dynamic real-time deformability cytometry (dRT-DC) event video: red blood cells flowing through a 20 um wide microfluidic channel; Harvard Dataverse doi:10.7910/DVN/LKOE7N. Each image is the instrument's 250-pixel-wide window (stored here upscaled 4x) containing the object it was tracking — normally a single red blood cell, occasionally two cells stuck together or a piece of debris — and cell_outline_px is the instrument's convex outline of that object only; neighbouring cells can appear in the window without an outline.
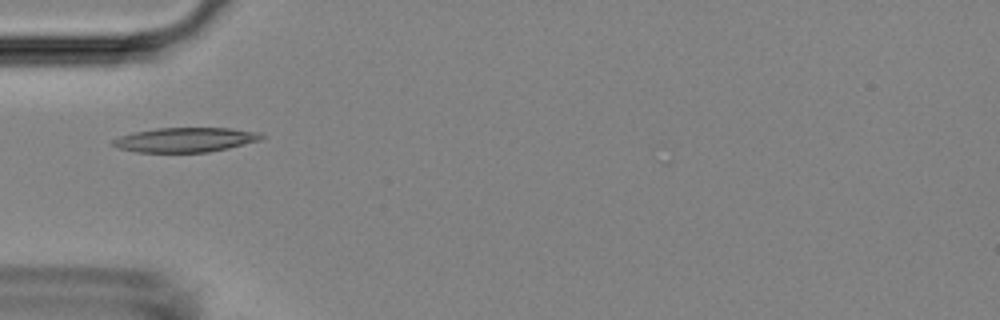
{"species": "Egyptian fruit bat (a non-hibernating species)", "species_latin": "Rousettus aegyptiacus", "temperature_condition": "room temperature", "stored_images_in_passage": 31, "camera_frame_rate_fps": 3000, "um_per_image_px": 0.085, "animal": {"sex": "female"}, "frame": {"image": 1, "passage_image": 1, "time_ms": 0.0, "image_size_px": [1000, 320], "cell_outline_px": [[264, 136], [260, 140], [228, 148], [208, 152], [136, 152], [120, 148], [112, 144], [112, 140], [120, 136], [132, 132], [156, 128], [232, 128], [260, 132]], "centroid_in_image_um": [15.76, 11.87], "position_along_channel_um": 69.2, "area_um2": 21.21}}
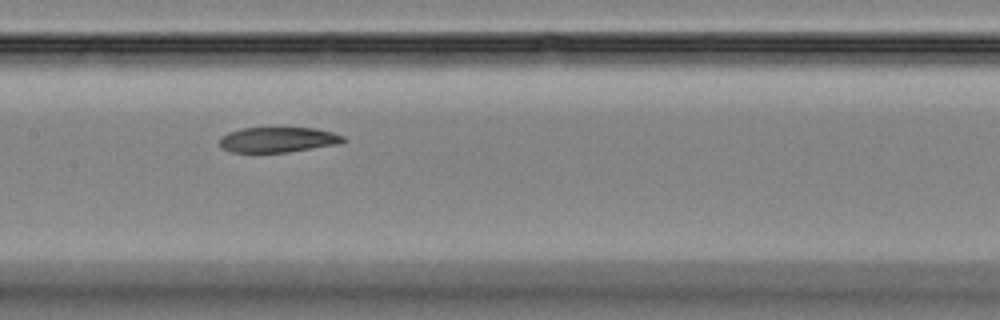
{"frame": {"image": 2, "passage_image": 10, "time_ms": 3.0, "image_size_px": [1000, 320], "cell_outline_px": [[348, 140], [340, 144], [288, 152], [232, 152], [220, 148], [220, 136], [228, 132], [244, 128], [312, 128], [332, 132], [344, 136]], "centroid_in_image_um": [23.64, 11.88], "position_along_channel_um": 183.8, "area_um2": 18.26}}
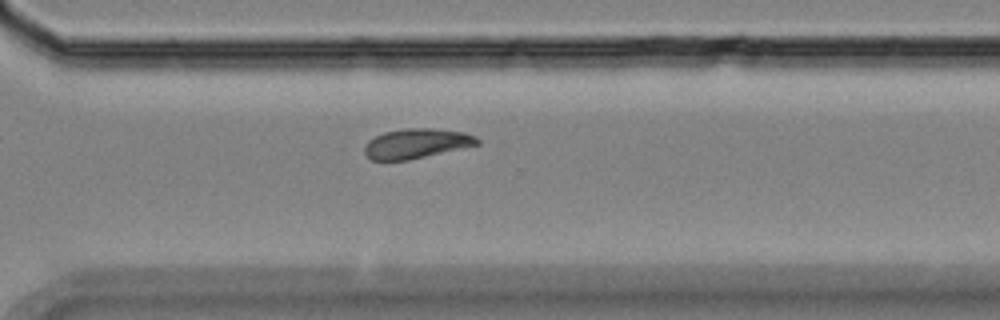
{"frame": {"image": 3, "passage_image": 22, "time_ms": 7.0, "image_size_px": [1000, 320], "cell_outline_px": [[480, 144], [408, 160], [372, 160], [364, 152], [364, 148], [368, 140], [384, 132], [404, 128], [432, 128], [464, 132], [476, 136], [480, 140]], "centroid_in_image_um": [35.41, 12.19], "position_along_channel_um": 335.2, "area_um2": 19.48}}